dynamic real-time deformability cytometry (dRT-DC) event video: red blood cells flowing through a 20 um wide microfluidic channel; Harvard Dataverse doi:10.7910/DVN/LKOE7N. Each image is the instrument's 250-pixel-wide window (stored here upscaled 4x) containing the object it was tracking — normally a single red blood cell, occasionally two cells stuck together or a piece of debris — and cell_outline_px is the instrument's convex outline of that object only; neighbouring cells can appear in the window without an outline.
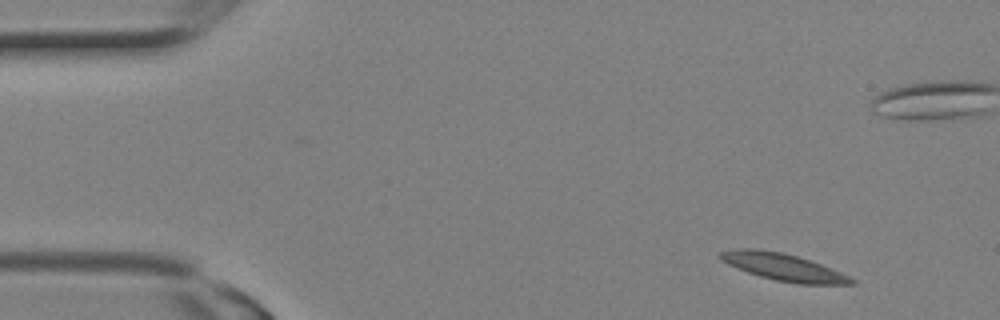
{"species": "Egyptian fruit bat (a non-hibernating species)", "species_latin": "Rousettus aegyptiacus", "temperature_condition": "room temperature", "stored_images_in_passage": 4, "camera_frame_rate_fps": 3000, "um_per_image_px": 0.085, "animal": {"sex": "female"}, "frame": {"image": 1, "passage_image": 1, "time_ms": 0.0, "image_size_px": [1000, 320], "cell_outline_px": [[856, 284], [796, 284], [776, 280], [760, 276], [748, 272], [728, 264], [720, 260], [716, 256], [720, 252], [736, 248], [756, 248], [784, 252], [820, 264], [840, 272], [856, 280]], "centroid_in_image_um": [66.54, 22.69], "position_along_channel_um": 18.5, "area_um2": 20.69}}